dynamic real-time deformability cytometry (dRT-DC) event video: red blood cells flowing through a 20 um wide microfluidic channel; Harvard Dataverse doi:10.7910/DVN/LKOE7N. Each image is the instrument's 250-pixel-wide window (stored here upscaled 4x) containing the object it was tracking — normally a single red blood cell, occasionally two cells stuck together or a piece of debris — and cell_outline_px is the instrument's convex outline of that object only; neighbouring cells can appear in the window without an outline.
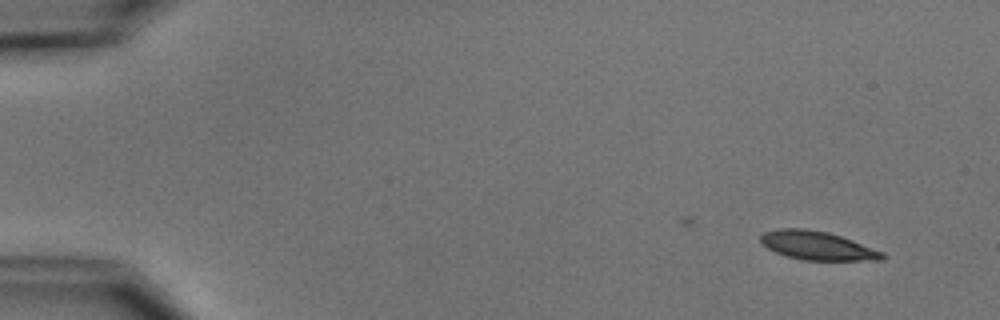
{"species": "common noctule bat (a hibernating species)", "species_latin": "Nyctalus noctula", "temperature_condition": "cold", "stored_images_in_passage": 5, "segment_of_instrument_passage": [1, 2], "camera_frame_rate_fps": 3000, "um_per_image_px": 0.085, "animal": {"sex": "male", "body_mass_g": 15.6}, "frame": {"image": 1, "passage_image": 1, "time_ms": 0.0, "image_size_px": [1000, 320], "cell_outline_px": [[884, 260], [804, 260], [788, 256], [776, 252], [768, 248], [760, 240], [760, 236], [764, 232], [780, 228], [804, 228], [828, 232], [852, 240], [884, 252]], "centroid_in_image_um": [69.48, 20.87], "position_along_channel_um": 15.5, "area_um2": 20.11}}